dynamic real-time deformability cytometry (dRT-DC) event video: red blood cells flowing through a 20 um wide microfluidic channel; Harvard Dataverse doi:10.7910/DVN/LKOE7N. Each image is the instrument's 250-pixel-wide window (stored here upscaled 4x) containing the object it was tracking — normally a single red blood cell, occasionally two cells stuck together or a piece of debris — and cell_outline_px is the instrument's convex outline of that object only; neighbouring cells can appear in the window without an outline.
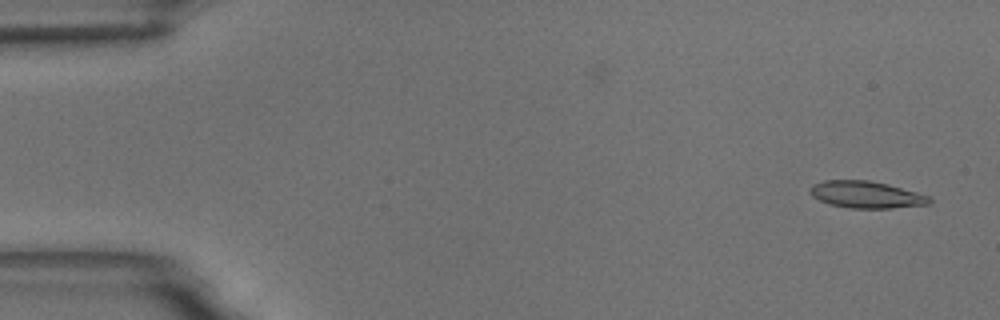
{"species": "common noctule bat (a hibernating species)", "species_latin": "Nyctalus noctula", "temperature_condition": "room temperature", "stored_images_in_passage": 55, "camera_frame_rate_fps": 3000, "um_per_image_px": 0.085, "animal": {"sex": "male", "body_mass_g": 18.8}, "frame": {"image": 1, "passage_image": 2, "time_ms": 0.333, "image_size_px": [1000, 320], "cell_outline_px": [[932, 200], [928, 204], [892, 208], [848, 208], [828, 204], [812, 196], [808, 192], [812, 184], [824, 180], [868, 180], [888, 184], [916, 192], [928, 196]], "centroid_in_image_um": [73.58, 16.54], "position_along_channel_um": 11.4, "area_um2": 18.73}}
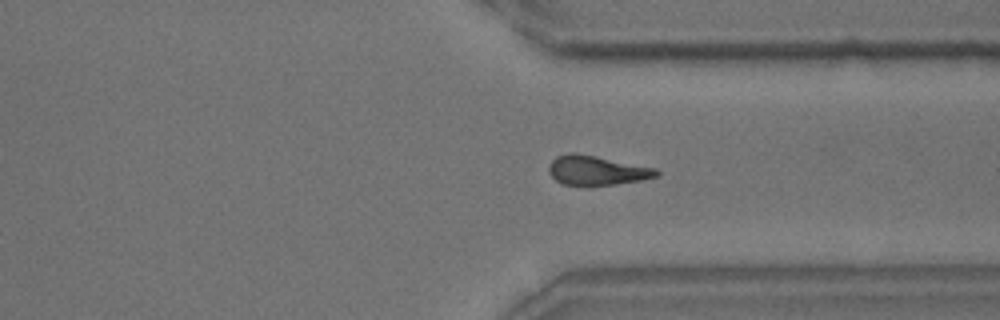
{"frame": {"image": 2, "passage_image": 41, "time_ms": 13.333, "image_size_px": [1000, 320], "cell_outline_px": [[660, 172], [656, 176], [640, 180], [616, 184], [564, 184], [556, 180], [548, 172], [548, 168], [552, 160], [556, 156], [568, 152], [576, 152], [656, 168]], "centroid_in_image_um": [50.7, 14.45], "position_along_channel_um": 360.7, "area_um2": 18.15}}
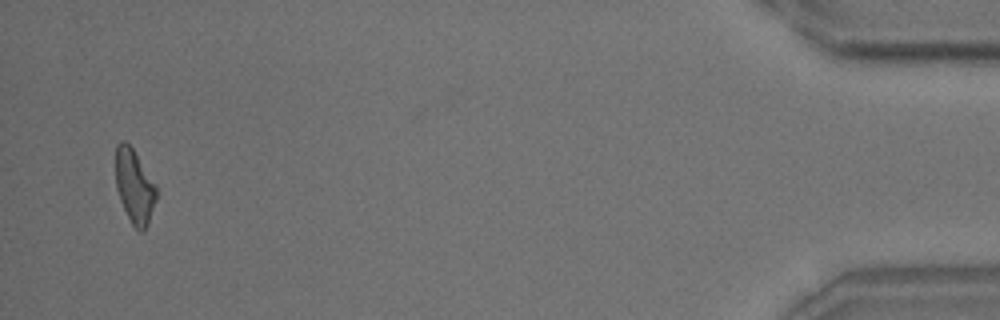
{"frame": {"image": 3, "passage_image": 53, "time_ms": 17.333, "image_size_px": [1000, 320], "cell_outline_px": [[156, 200], [148, 224], [144, 232], [140, 232], [132, 224], [120, 200], [116, 188], [116, 144], [120, 140], [124, 140], [132, 148], [156, 184]], "centroid_in_image_um": [11.43, 15.84], "position_along_channel_um": 423.8, "area_um2": 17.46}, "authors_computed_cell_mechanics": {"area_um2": 18.4382, "velocity_mm_per_s": 3.6538, "shape_relaxation_time_tau1_ms": 10.9, "shape_relaxation_time_tau2_ms": 8.3268, "deformation_change_tau1": 0.2324, "deformation_change_tau2": 0.1871}}